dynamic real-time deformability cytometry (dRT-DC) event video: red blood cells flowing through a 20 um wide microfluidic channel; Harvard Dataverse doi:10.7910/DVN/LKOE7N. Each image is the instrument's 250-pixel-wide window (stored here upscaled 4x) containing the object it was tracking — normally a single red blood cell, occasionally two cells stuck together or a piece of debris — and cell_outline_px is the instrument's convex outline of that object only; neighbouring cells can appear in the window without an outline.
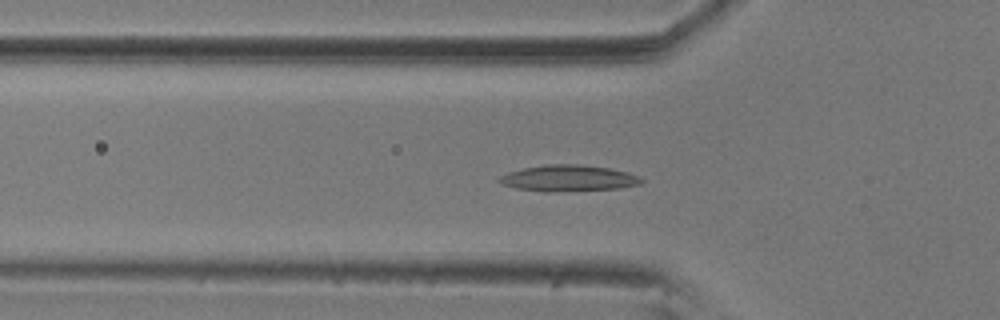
{"species": "common noctule bat (a hibernating species)", "species_latin": "Nyctalus noctula", "temperature_condition": "room temperature", "stored_images_in_passage": 58, "camera_frame_rate_fps": 3000, "um_per_image_px": 0.085, "animal": {"sex": "male", "body_mass_g": 20.5, "forearm_length_mm": 52.5}, "frame": {"image": 1, "passage_image": 19, "time_ms": 6.0, "image_size_px": [1000, 320], "cell_outline_px": [[644, 180], [640, 184], [620, 188], [552, 192], [548, 192], [516, 188], [500, 184], [496, 180], [500, 176], [508, 172], [524, 168], [548, 164], [580, 164], [608, 168], [628, 172]], "centroid_in_image_um": [48.28, 15.15], "position_along_channel_um": 77.5, "area_um2": 21.68}}
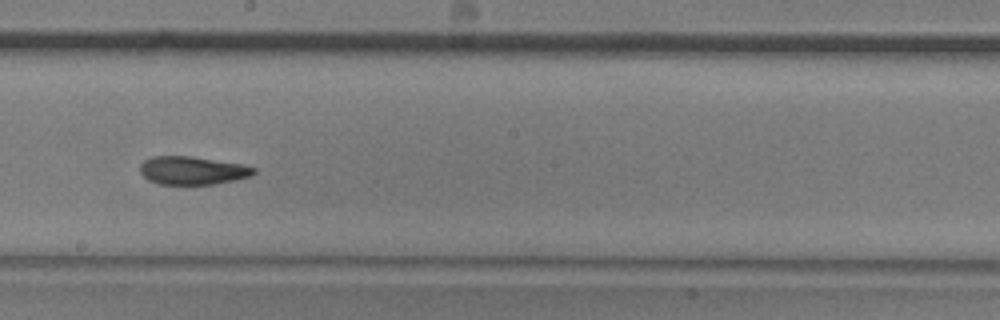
{"frame": {"image": 2, "passage_image": 32, "time_ms": 10.333, "image_size_px": [1000, 320], "cell_outline_px": [[256, 172], [252, 176], [236, 180], [212, 184], [160, 184], [148, 180], [140, 172], [140, 164], [144, 160], [152, 156], [188, 156], [240, 164], [256, 168]], "centroid_in_image_um": [16.35, 14.49], "position_along_channel_um": 231.9, "area_um2": 18.55}}
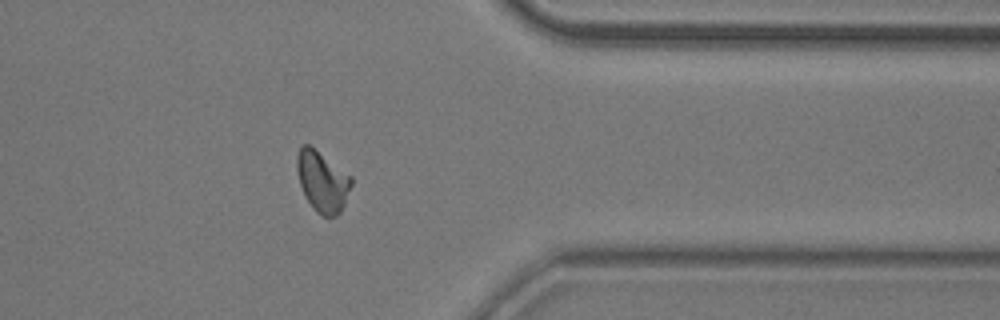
{"frame": {"image": 3, "passage_image": 46, "time_ms": 15.0, "image_size_px": [1000, 320], "cell_outline_px": [[352, 184], [344, 204], [340, 212], [336, 216], [324, 216], [316, 212], [304, 196], [300, 184], [296, 168], [296, 156], [300, 144], [308, 144], [352, 176]], "centroid_in_image_um": [27.38, 15.41], "position_along_channel_um": 384.0, "area_um2": 19.25}, "authors_computed_cell_mechanics": {"area_um2": 19.3341, "velocity_mm_per_s": 3.5317, "shape_relaxation_time_tau1_ms": 7.1658, "shape_relaxation_time_tau2_ms": 3.5134, "deformation_change_tau1": 0.1886, "deformation_change_tau2": 0.0898}}